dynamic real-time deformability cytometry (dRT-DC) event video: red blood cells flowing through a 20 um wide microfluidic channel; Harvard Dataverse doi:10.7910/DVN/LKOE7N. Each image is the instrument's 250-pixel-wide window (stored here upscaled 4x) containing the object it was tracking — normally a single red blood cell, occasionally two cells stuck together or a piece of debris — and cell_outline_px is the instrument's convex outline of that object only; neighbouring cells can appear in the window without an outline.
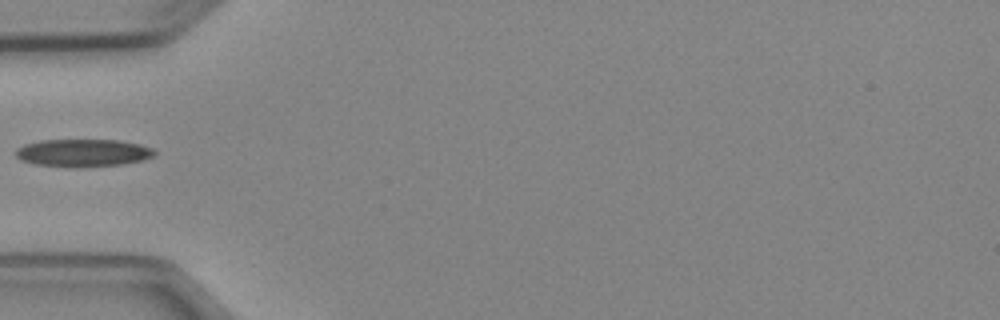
{"species": "Egyptian fruit bat (a non-hibernating species)", "species_latin": "Rousettus aegyptiacus", "temperature_condition": "cold", "stored_images_in_passage": 5, "camera_frame_rate_fps": 3000, "um_per_image_px": 0.085, "animal": {"sex": "female"}, "frame": {"image": 1, "passage_image": 5, "time_ms": 4.667, "image_size_px": [1000, 320], "cell_outline_px": [[156, 156], [144, 160], [124, 164], [80, 168], [68, 168], [36, 164], [20, 160], [16, 156], [16, 148], [24, 144], [40, 140], [120, 140], [140, 144], [152, 148], [156, 152]], "centroid_in_image_um": [7.07, 13.01], "position_along_channel_um": 77.9, "area_um2": 22.83}}